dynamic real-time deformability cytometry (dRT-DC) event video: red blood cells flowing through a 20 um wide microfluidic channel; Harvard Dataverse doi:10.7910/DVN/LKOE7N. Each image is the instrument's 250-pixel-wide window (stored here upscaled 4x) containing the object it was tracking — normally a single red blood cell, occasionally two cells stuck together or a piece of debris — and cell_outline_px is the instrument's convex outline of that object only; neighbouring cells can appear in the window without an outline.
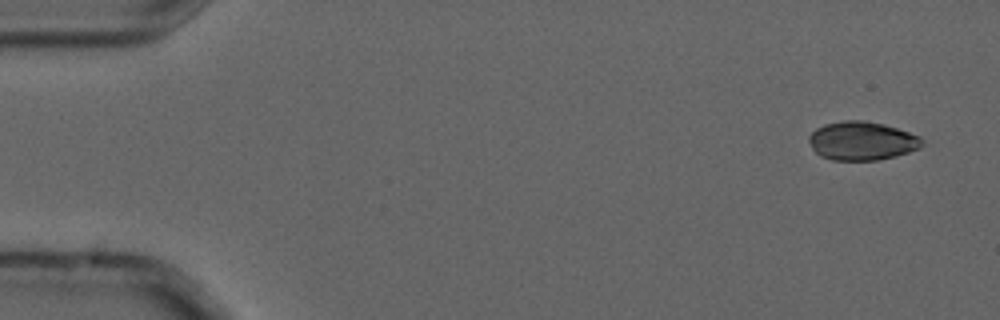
{"species": "common noctule bat (a hibernating species)", "species_latin": "Nyctalus noctula", "temperature_condition": "cold", "stored_images_in_passage": 6, "camera_frame_rate_fps": 3000, "um_per_image_px": 0.085, "animal": {"sex": "male", "forearm_length_mm": 52.5}, "frame": {"image": 1, "passage_image": 1, "time_ms": 0.0, "image_size_px": [1000, 320], "cell_outline_px": [[924, 144], [920, 148], [896, 156], [876, 160], [832, 160], [820, 156], [812, 148], [808, 140], [808, 136], [816, 128], [824, 124], [844, 120], [864, 120], [884, 124], [920, 136], [924, 140]], "centroid_in_image_um": [73.26, 11.97], "position_along_channel_um": 11.7, "area_um2": 25.61}}
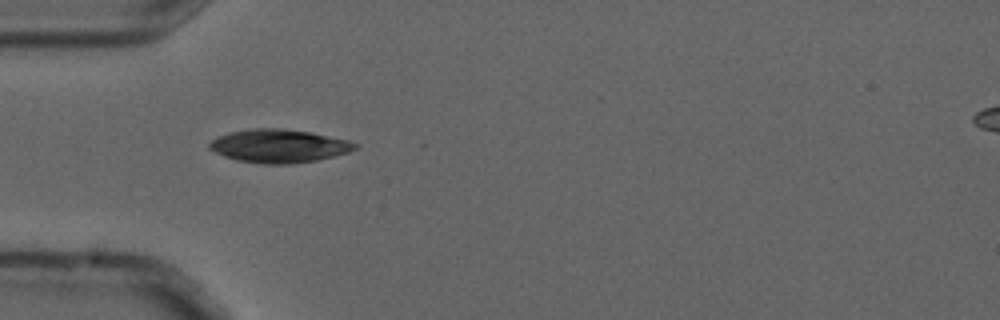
{"frame": {"image": 2, "passage_image": 5, "time_ms": 1.333, "image_size_px": [1000, 320], "cell_outline_px": [[360, 148], [348, 152], [316, 160], [292, 164], [264, 164], [236, 160], [224, 156], [208, 148], [208, 144], [212, 140], [220, 136], [232, 132], [252, 128], [280, 128], [312, 132], [348, 140], [360, 144]], "centroid_in_image_um": [23.75, 12.41], "position_along_channel_um": 61.3, "area_um2": 28.26}}
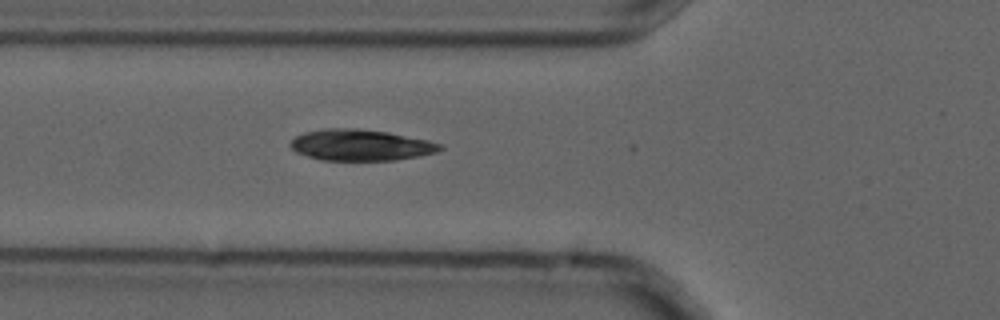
{"frame": {"image": 3, "passage_image": 6, "time_ms": 1.667, "image_size_px": [1000, 320], "cell_outline_px": [[444, 148], [436, 152], [420, 156], [396, 160], [320, 160], [296, 152], [288, 144], [296, 136], [304, 132], [324, 128], [356, 128], [388, 132], [428, 140], [444, 144]], "centroid_in_image_um": [30.67, 12.33], "position_along_channel_um": 95.1, "area_um2": 27.34}}